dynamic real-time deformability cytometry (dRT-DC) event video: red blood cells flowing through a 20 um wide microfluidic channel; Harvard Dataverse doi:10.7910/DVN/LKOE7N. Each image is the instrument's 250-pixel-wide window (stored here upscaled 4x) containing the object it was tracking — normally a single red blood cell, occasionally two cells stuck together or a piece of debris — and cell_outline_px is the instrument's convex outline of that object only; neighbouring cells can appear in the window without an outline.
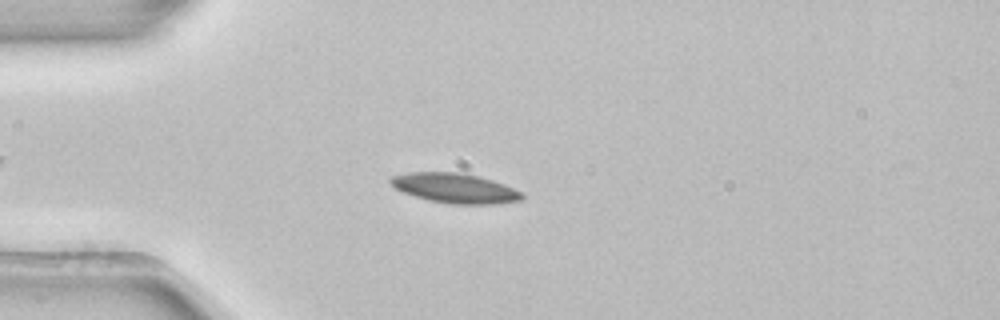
{"species": "common noctule bat (a hibernating species)", "species_latin": "Nyctalus noctula", "temperature_condition": "room temperature", "stored_images_in_passage": 3, "camera_frame_rate_fps": 3000, "um_per_image_px": 0.085, "animal": {"sex": "female", "body_mass_g": 22.7, "forearm_length_mm": 54.2}, "frame": {"image": 1, "passage_image": 3, "time_ms": 0.667, "image_size_px": [1000, 320], "cell_outline_px": [[524, 196], [520, 200], [496, 204], [452, 204], [428, 200], [404, 192], [396, 188], [388, 180], [392, 176], [408, 172], [464, 172], [480, 176], [504, 184], [520, 192]], "centroid_in_image_um": [38.67, 15.98], "position_along_channel_um": 46.3, "area_um2": 22.72}}